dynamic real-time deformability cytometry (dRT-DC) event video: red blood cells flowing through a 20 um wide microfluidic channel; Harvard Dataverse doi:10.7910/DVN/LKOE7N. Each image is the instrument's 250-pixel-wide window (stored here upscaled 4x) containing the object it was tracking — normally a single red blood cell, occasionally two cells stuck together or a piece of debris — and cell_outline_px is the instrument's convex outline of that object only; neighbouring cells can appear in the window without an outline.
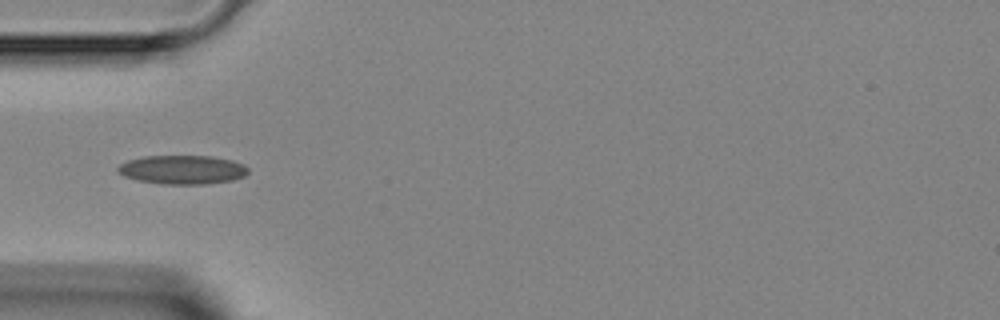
{"species": "Egyptian fruit bat (a non-hibernating species)", "species_latin": "Rousettus aegyptiacus", "temperature_condition": "room temperature", "stored_images_in_passage": 33, "camera_frame_rate_fps": 3000, "um_per_image_px": 0.085, "animal": {"sex": "female"}, "frame": {"image": 1, "passage_image": 1, "time_ms": 0.0, "image_size_px": [1000, 320], "cell_outline_px": [[248, 172], [244, 176], [232, 180], [204, 184], [160, 184], [136, 180], [124, 176], [116, 172], [116, 168], [120, 164], [128, 160], [144, 156], [212, 156], [232, 160], [244, 164], [248, 168]], "centroid_in_image_um": [15.48, 14.42], "position_along_channel_um": 69.5, "area_um2": 22.08}}
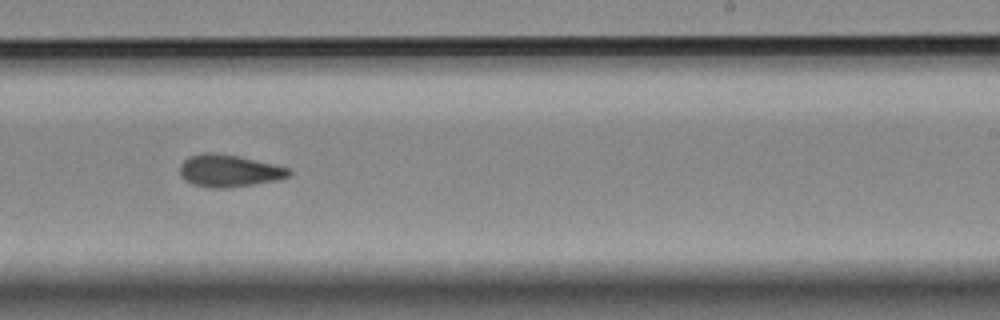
{"frame": {"image": 2, "passage_image": 15, "time_ms": 4.667, "image_size_px": [1000, 320], "cell_outline_px": [[292, 172], [288, 176], [276, 180], [252, 184], [224, 188], [212, 188], [192, 184], [184, 180], [180, 176], [180, 164], [188, 156], [200, 152], [216, 152], [240, 156], [288, 168]], "centroid_in_image_um": [19.39, 14.5], "position_along_channel_um": 269.6, "area_um2": 20.52}}
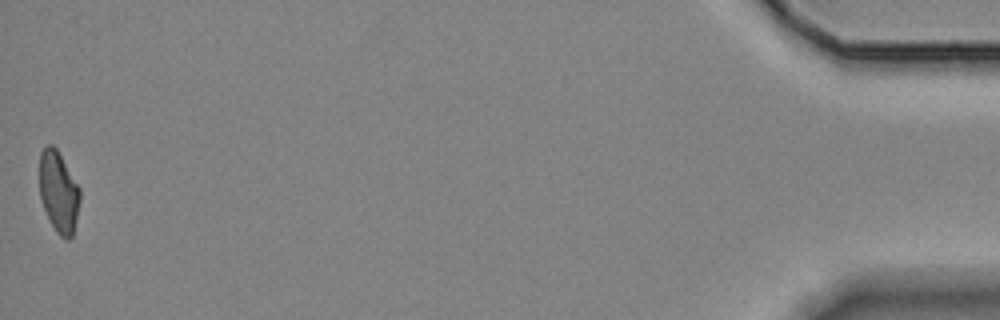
{"frame": {"image": 3, "passage_image": 33, "time_ms": 10.667, "image_size_px": [1000, 320], "cell_outline_px": [[80, 200], [72, 236], [68, 240], [60, 236], [56, 232], [40, 200], [40, 152], [48, 144], [52, 144], [56, 148], [80, 188]], "centroid_in_image_um": [4.98, 16.31], "position_along_channel_um": 430.2, "area_um2": 18.9}}